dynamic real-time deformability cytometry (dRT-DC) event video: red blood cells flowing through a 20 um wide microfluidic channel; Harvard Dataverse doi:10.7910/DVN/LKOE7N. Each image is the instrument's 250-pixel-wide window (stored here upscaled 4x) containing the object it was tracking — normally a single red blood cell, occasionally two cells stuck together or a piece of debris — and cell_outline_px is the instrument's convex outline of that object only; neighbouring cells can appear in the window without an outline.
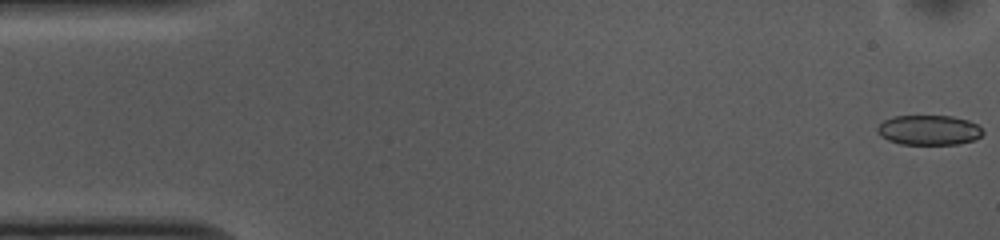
{"species": "common noctule bat (a hibernating species)", "species_latin": "Nyctalus noctula", "temperature_condition": "cold", "stored_images_in_passage": 53, "camera_frame_rate_fps": 3000, "um_per_image_px": 0.085, "animal": {"sex": "female", "body_mass_g": 10.0, "forearm_length_mm": 53.1}, "frame": {"image": 1, "passage_image": 1, "time_ms": 0.0, "image_size_px": [1000, 240], "cell_outline_px": [[984, 132], [976, 140], [960, 144], [900, 144], [888, 140], [880, 136], [876, 132], [876, 128], [884, 120], [892, 116], [952, 116], [968, 120], [976, 124]], "centroid_in_image_um": [78.94, 11.06], "position_along_channel_um": 6.1, "area_um2": 18.5}}
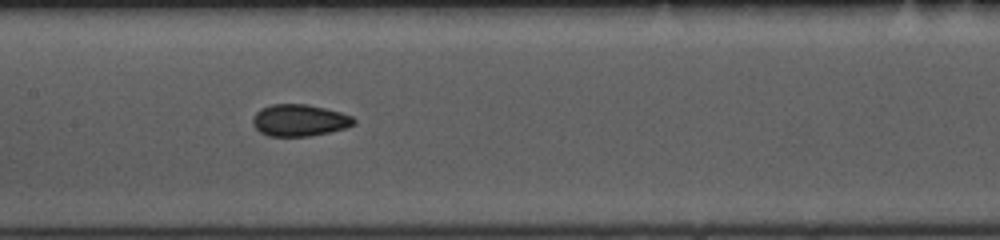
{"frame": {"image": 2, "passage_image": 25, "time_ms": 8.0, "image_size_px": [1000, 240], "cell_outline_px": [[356, 124], [344, 128], [328, 132], [308, 136], [268, 136], [260, 132], [252, 124], [252, 120], [256, 112], [260, 108], [272, 104], [308, 104], [340, 112], [352, 116], [356, 120]], "centroid_in_image_um": [25.44, 10.22], "position_along_channel_um": 182.0, "area_um2": 18.73}}
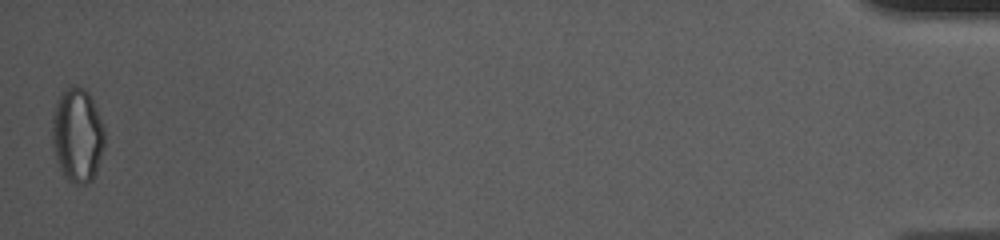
{"frame": {"image": 3, "passage_image": 53, "time_ms": 17.333, "image_size_px": [1000, 240], "cell_outline_px": [[104, 148], [96, 172], [92, 180], [84, 184], [76, 184], [68, 180], [64, 176], [60, 168], [52, 144], [52, 116], [56, 100], [72, 84], [84, 88], [88, 92], [96, 108], [104, 128]], "centroid_in_image_um": [6.58, 11.49], "position_along_channel_um": 428.6, "area_um2": 28.73}, "authors_computed_cell_mechanics": {"area_um2": 18.9006, "velocity_mm_per_s": 3.7033, "shape_relaxation_time_tau1_ms": null, "shape_relaxation_time_tau2_ms": 2.271, "deformation_change_tau1": null, "deformation_change_tau2": 0.0654}}